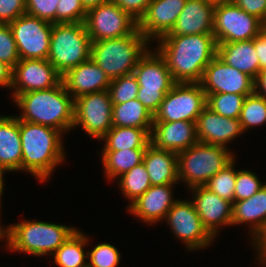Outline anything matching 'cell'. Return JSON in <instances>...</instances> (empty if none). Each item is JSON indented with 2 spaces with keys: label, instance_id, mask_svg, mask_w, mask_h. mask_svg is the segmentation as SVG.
Instances as JSON below:
<instances>
[{
  "label": "cell",
  "instance_id": "obj_1",
  "mask_svg": "<svg viewBox=\"0 0 266 267\" xmlns=\"http://www.w3.org/2000/svg\"><path fill=\"white\" fill-rule=\"evenodd\" d=\"M157 40V51L176 83H200L205 67L217 55L213 33L164 35Z\"/></svg>",
  "mask_w": 266,
  "mask_h": 267
},
{
  "label": "cell",
  "instance_id": "obj_2",
  "mask_svg": "<svg viewBox=\"0 0 266 267\" xmlns=\"http://www.w3.org/2000/svg\"><path fill=\"white\" fill-rule=\"evenodd\" d=\"M13 101L22 110L21 121L40 124L64 133L74 124V99L61 81L57 86L19 94Z\"/></svg>",
  "mask_w": 266,
  "mask_h": 267
},
{
  "label": "cell",
  "instance_id": "obj_3",
  "mask_svg": "<svg viewBox=\"0 0 266 267\" xmlns=\"http://www.w3.org/2000/svg\"><path fill=\"white\" fill-rule=\"evenodd\" d=\"M19 133L22 145V171L33 174L41 182L45 181L64 160L62 133L48 126L21 120Z\"/></svg>",
  "mask_w": 266,
  "mask_h": 267
},
{
  "label": "cell",
  "instance_id": "obj_4",
  "mask_svg": "<svg viewBox=\"0 0 266 267\" xmlns=\"http://www.w3.org/2000/svg\"><path fill=\"white\" fill-rule=\"evenodd\" d=\"M149 42L137 29L131 35L92 42L90 58L111 81L133 73Z\"/></svg>",
  "mask_w": 266,
  "mask_h": 267
},
{
  "label": "cell",
  "instance_id": "obj_5",
  "mask_svg": "<svg viewBox=\"0 0 266 267\" xmlns=\"http://www.w3.org/2000/svg\"><path fill=\"white\" fill-rule=\"evenodd\" d=\"M76 230L73 226L59 225L43 221H23L5 229L7 248L35 256H52L54 252Z\"/></svg>",
  "mask_w": 266,
  "mask_h": 267
},
{
  "label": "cell",
  "instance_id": "obj_6",
  "mask_svg": "<svg viewBox=\"0 0 266 267\" xmlns=\"http://www.w3.org/2000/svg\"><path fill=\"white\" fill-rule=\"evenodd\" d=\"M233 159L227 147L197 142L177 154L178 179L188 188L204 186Z\"/></svg>",
  "mask_w": 266,
  "mask_h": 267
},
{
  "label": "cell",
  "instance_id": "obj_7",
  "mask_svg": "<svg viewBox=\"0 0 266 267\" xmlns=\"http://www.w3.org/2000/svg\"><path fill=\"white\" fill-rule=\"evenodd\" d=\"M91 43L83 22L53 23L47 60L63 75L90 59Z\"/></svg>",
  "mask_w": 266,
  "mask_h": 267
},
{
  "label": "cell",
  "instance_id": "obj_8",
  "mask_svg": "<svg viewBox=\"0 0 266 267\" xmlns=\"http://www.w3.org/2000/svg\"><path fill=\"white\" fill-rule=\"evenodd\" d=\"M133 74L139 84L137 99L154 115L176 83L166 61L158 51L148 49L139 59Z\"/></svg>",
  "mask_w": 266,
  "mask_h": 267
},
{
  "label": "cell",
  "instance_id": "obj_9",
  "mask_svg": "<svg viewBox=\"0 0 266 267\" xmlns=\"http://www.w3.org/2000/svg\"><path fill=\"white\" fill-rule=\"evenodd\" d=\"M206 100L200 83H175L154 114V122H196Z\"/></svg>",
  "mask_w": 266,
  "mask_h": 267
},
{
  "label": "cell",
  "instance_id": "obj_10",
  "mask_svg": "<svg viewBox=\"0 0 266 267\" xmlns=\"http://www.w3.org/2000/svg\"><path fill=\"white\" fill-rule=\"evenodd\" d=\"M263 22L230 1L214 7L213 35L217 44L256 38Z\"/></svg>",
  "mask_w": 266,
  "mask_h": 267
},
{
  "label": "cell",
  "instance_id": "obj_11",
  "mask_svg": "<svg viewBox=\"0 0 266 267\" xmlns=\"http://www.w3.org/2000/svg\"><path fill=\"white\" fill-rule=\"evenodd\" d=\"M83 23L92 42L131 35L138 29V21L113 1L89 9Z\"/></svg>",
  "mask_w": 266,
  "mask_h": 267
},
{
  "label": "cell",
  "instance_id": "obj_12",
  "mask_svg": "<svg viewBox=\"0 0 266 267\" xmlns=\"http://www.w3.org/2000/svg\"><path fill=\"white\" fill-rule=\"evenodd\" d=\"M112 109L108 90L81 95L74 99L73 128L82 126L89 136L101 140L113 126Z\"/></svg>",
  "mask_w": 266,
  "mask_h": 267
},
{
  "label": "cell",
  "instance_id": "obj_13",
  "mask_svg": "<svg viewBox=\"0 0 266 267\" xmlns=\"http://www.w3.org/2000/svg\"><path fill=\"white\" fill-rule=\"evenodd\" d=\"M9 25L20 60L48 58L53 23L23 14Z\"/></svg>",
  "mask_w": 266,
  "mask_h": 267
},
{
  "label": "cell",
  "instance_id": "obj_14",
  "mask_svg": "<svg viewBox=\"0 0 266 267\" xmlns=\"http://www.w3.org/2000/svg\"><path fill=\"white\" fill-rule=\"evenodd\" d=\"M165 220L175 236L185 243L187 250L204 249L213 242L214 237L202 225L191 200H177Z\"/></svg>",
  "mask_w": 266,
  "mask_h": 267
},
{
  "label": "cell",
  "instance_id": "obj_15",
  "mask_svg": "<svg viewBox=\"0 0 266 267\" xmlns=\"http://www.w3.org/2000/svg\"><path fill=\"white\" fill-rule=\"evenodd\" d=\"M200 84L206 97L216 93H233L246 97L254 92V80L226 64L217 55L205 67Z\"/></svg>",
  "mask_w": 266,
  "mask_h": 267
},
{
  "label": "cell",
  "instance_id": "obj_16",
  "mask_svg": "<svg viewBox=\"0 0 266 267\" xmlns=\"http://www.w3.org/2000/svg\"><path fill=\"white\" fill-rule=\"evenodd\" d=\"M62 75L47 59H23L12 72L13 100L22 93L47 90L57 86Z\"/></svg>",
  "mask_w": 266,
  "mask_h": 267
},
{
  "label": "cell",
  "instance_id": "obj_17",
  "mask_svg": "<svg viewBox=\"0 0 266 267\" xmlns=\"http://www.w3.org/2000/svg\"><path fill=\"white\" fill-rule=\"evenodd\" d=\"M192 189V190H191ZM193 191V204L202 225L215 237L219 226L232 225V203L222 199L205 186L190 188ZM195 192V193H194Z\"/></svg>",
  "mask_w": 266,
  "mask_h": 267
},
{
  "label": "cell",
  "instance_id": "obj_18",
  "mask_svg": "<svg viewBox=\"0 0 266 267\" xmlns=\"http://www.w3.org/2000/svg\"><path fill=\"white\" fill-rule=\"evenodd\" d=\"M187 0H152L138 22V30L150 41L159 39L174 27Z\"/></svg>",
  "mask_w": 266,
  "mask_h": 267
},
{
  "label": "cell",
  "instance_id": "obj_19",
  "mask_svg": "<svg viewBox=\"0 0 266 267\" xmlns=\"http://www.w3.org/2000/svg\"><path fill=\"white\" fill-rule=\"evenodd\" d=\"M242 133L239 119L223 117L207 106L202 110L196 121V136L198 142L201 143L227 147L225 145L229 141Z\"/></svg>",
  "mask_w": 266,
  "mask_h": 267
},
{
  "label": "cell",
  "instance_id": "obj_20",
  "mask_svg": "<svg viewBox=\"0 0 266 267\" xmlns=\"http://www.w3.org/2000/svg\"><path fill=\"white\" fill-rule=\"evenodd\" d=\"M61 81L73 99L108 90L110 85V79L91 58L66 71Z\"/></svg>",
  "mask_w": 266,
  "mask_h": 267
},
{
  "label": "cell",
  "instance_id": "obj_21",
  "mask_svg": "<svg viewBox=\"0 0 266 267\" xmlns=\"http://www.w3.org/2000/svg\"><path fill=\"white\" fill-rule=\"evenodd\" d=\"M151 143L159 149L180 153L198 142L196 122H153Z\"/></svg>",
  "mask_w": 266,
  "mask_h": 267
},
{
  "label": "cell",
  "instance_id": "obj_22",
  "mask_svg": "<svg viewBox=\"0 0 266 267\" xmlns=\"http://www.w3.org/2000/svg\"><path fill=\"white\" fill-rule=\"evenodd\" d=\"M173 185L175 184L152 185L130 203L128 211L148 224L165 219L168 211L177 201L172 198Z\"/></svg>",
  "mask_w": 266,
  "mask_h": 267
},
{
  "label": "cell",
  "instance_id": "obj_23",
  "mask_svg": "<svg viewBox=\"0 0 266 267\" xmlns=\"http://www.w3.org/2000/svg\"><path fill=\"white\" fill-rule=\"evenodd\" d=\"M214 7L204 0H187L174 27L166 35L213 33Z\"/></svg>",
  "mask_w": 266,
  "mask_h": 267
},
{
  "label": "cell",
  "instance_id": "obj_24",
  "mask_svg": "<svg viewBox=\"0 0 266 267\" xmlns=\"http://www.w3.org/2000/svg\"><path fill=\"white\" fill-rule=\"evenodd\" d=\"M151 185L175 184L179 182L177 153L156 148L150 143L143 157Z\"/></svg>",
  "mask_w": 266,
  "mask_h": 267
},
{
  "label": "cell",
  "instance_id": "obj_25",
  "mask_svg": "<svg viewBox=\"0 0 266 267\" xmlns=\"http://www.w3.org/2000/svg\"><path fill=\"white\" fill-rule=\"evenodd\" d=\"M217 56L226 64L249 75L253 80L260 71L259 58L255 50V38L217 44Z\"/></svg>",
  "mask_w": 266,
  "mask_h": 267
},
{
  "label": "cell",
  "instance_id": "obj_26",
  "mask_svg": "<svg viewBox=\"0 0 266 267\" xmlns=\"http://www.w3.org/2000/svg\"><path fill=\"white\" fill-rule=\"evenodd\" d=\"M0 166L8 171L22 170V145L16 116H0Z\"/></svg>",
  "mask_w": 266,
  "mask_h": 267
},
{
  "label": "cell",
  "instance_id": "obj_27",
  "mask_svg": "<svg viewBox=\"0 0 266 267\" xmlns=\"http://www.w3.org/2000/svg\"><path fill=\"white\" fill-rule=\"evenodd\" d=\"M266 221V185L248 199L232 204V225L251 223L252 237Z\"/></svg>",
  "mask_w": 266,
  "mask_h": 267
},
{
  "label": "cell",
  "instance_id": "obj_28",
  "mask_svg": "<svg viewBox=\"0 0 266 267\" xmlns=\"http://www.w3.org/2000/svg\"><path fill=\"white\" fill-rule=\"evenodd\" d=\"M153 122L154 115L137 98L113 104V126L145 129L151 135Z\"/></svg>",
  "mask_w": 266,
  "mask_h": 267
},
{
  "label": "cell",
  "instance_id": "obj_29",
  "mask_svg": "<svg viewBox=\"0 0 266 267\" xmlns=\"http://www.w3.org/2000/svg\"><path fill=\"white\" fill-rule=\"evenodd\" d=\"M105 141L103 151L146 149L151 136L145 129L112 126L101 138Z\"/></svg>",
  "mask_w": 266,
  "mask_h": 267
},
{
  "label": "cell",
  "instance_id": "obj_30",
  "mask_svg": "<svg viewBox=\"0 0 266 267\" xmlns=\"http://www.w3.org/2000/svg\"><path fill=\"white\" fill-rule=\"evenodd\" d=\"M146 149L102 151V163L108 179L118 178L143 162Z\"/></svg>",
  "mask_w": 266,
  "mask_h": 267
},
{
  "label": "cell",
  "instance_id": "obj_31",
  "mask_svg": "<svg viewBox=\"0 0 266 267\" xmlns=\"http://www.w3.org/2000/svg\"><path fill=\"white\" fill-rule=\"evenodd\" d=\"M88 238L77 229L54 252V261L58 267H87L83 247L88 243Z\"/></svg>",
  "mask_w": 266,
  "mask_h": 267
},
{
  "label": "cell",
  "instance_id": "obj_32",
  "mask_svg": "<svg viewBox=\"0 0 266 267\" xmlns=\"http://www.w3.org/2000/svg\"><path fill=\"white\" fill-rule=\"evenodd\" d=\"M118 180L121 191L131 203L152 186L143 162L120 176Z\"/></svg>",
  "mask_w": 266,
  "mask_h": 267
},
{
  "label": "cell",
  "instance_id": "obj_33",
  "mask_svg": "<svg viewBox=\"0 0 266 267\" xmlns=\"http://www.w3.org/2000/svg\"><path fill=\"white\" fill-rule=\"evenodd\" d=\"M244 101V95L216 93L207 96L206 106L223 117L239 119Z\"/></svg>",
  "mask_w": 266,
  "mask_h": 267
},
{
  "label": "cell",
  "instance_id": "obj_34",
  "mask_svg": "<svg viewBox=\"0 0 266 267\" xmlns=\"http://www.w3.org/2000/svg\"><path fill=\"white\" fill-rule=\"evenodd\" d=\"M243 132L266 122V99L253 92L245 97L239 117Z\"/></svg>",
  "mask_w": 266,
  "mask_h": 267
},
{
  "label": "cell",
  "instance_id": "obj_35",
  "mask_svg": "<svg viewBox=\"0 0 266 267\" xmlns=\"http://www.w3.org/2000/svg\"><path fill=\"white\" fill-rule=\"evenodd\" d=\"M233 159L204 185L208 190L217 194L232 204L234 203V191L237 171L234 168Z\"/></svg>",
  "mask_w": 266,
  "mask_h": 267
},
{
  "label": "cell",
  "instance_id": "obj_36",
  "mask_svg": "<svg viewBox=\"0 0 266 267\" xmlns=\"http://www.w3.org/2000/svg\"><path fill=\"white\" fill-rule=\"evenodd\" d=\"M139 84L133 73L110 81L108 88L112 104H121L137 98Z\"/></svg>",
  "mask_w": 266,
  "mask_h": 267
},
{
  "label": "cell",
  "instance_id": "obj_37",
  "mask_svg": "<svg viewBox=\"0 0 266 267\" xmlns=\"http://www.w3.org/2000/svg\"><path fill=\"white\" fill-rule=\"evenodd\" d=\"M117 248L108 243L96 245L93 250L87 251V267H117L120 262Z\"/></svg>",
  "mask_w": 266,
  "mask_h": 267
},
{
  "label": "cell",
  "instance_id": "obj_38",
  "mask_svg": "<svg viewBox=\"0 0 266 267\" xmlns=\"http://www.w3.org/2000/svg\"><path fill=\"white\" fill-rule=\"evenodd\" d=\"M264 185L250 170H238L235 182L234 201L245 200L253 196Z\"/></svg>",
  "mask_w": 266,
  "mask_h": 267
},
{
  "label": "cell",
  "instance_id": "obj_39",
  "mask_svg": "<svg viewBox=\"0 0 266 267\" xmlns=\"http://www.w3.org/2000/svg\"><path fill=\"white\" fill-rule=\"evenodd\" d=\"M87 10L81 0H59L56 9V23L84 22Z\"/></svg>",
  "mask_w": 266,
  "mask_h": 267
},
{
  "label": "cell",
  "instance_id": "obj_40",
  "mask_svg": "<svg viewBox=\"0 0 266 267\" xmlns=\"http://www.w3.org/2000/svg\"><path fill=\"white\" fill-rule=\"evenodd\" d=\"M0 61L12 68L20 61L16 42L9 24L0 23Z\"/></svg>",
  "mask_w": 266,
  "mask_h": 267
},
{
  "label": "cell",
  "instance_id": "obj_41",
  "mask_svg": "<svg viewBox=\"0 0 266 267\" xmlns=\"http://www.w3.org/2000/svg\"><path fill=\"white\" fill-rule=\"evenodd\" d=\"M26 14L56 23V9L59 0H25Z\"/></svg>",
  "mask_w": 266,
  "mask_h": 267
},
{
  "label": "cell",
  "instance_id": "obj_42",
  "mask_svg": "<svg viewBox=\"0 0 266 267\" xmlns=\"http://www.w3.org/2000/svg\"><path fill=\"white\" fill-rule=\"evenodd\" d=\"M26 14L25 0H0V23L9 24Z\"/></svg>",
  "mask_w": 266,
  "mask_h": 267
},
{
  "label": "cell",
  "instance_id": "obj_43",
  "mask_svg": "<svg viewBox=\"0 0 266 267\" xmlns=\"http://www.w3.org/2000/svg\"><path fill=\"white\" fill-rule=\"evenodd\" d=\"M123 11L130 14L135 20H139L145 15L148 5L152 0H111Z\"/></svg>",
  "mask_w": 266,
  "mask_h": 267
},
{
  "label": "cell",
  "instance_id": "obj_44",
  "mask_svg": "<svg viewBox=\"0 0 266 267\" xmlns=\"http://www.w3.org/2000/svg\"><path fill=\"white\" fill-rule=\"evenodd\" d=\"M242 10L266 22V0H231Z\"/></svg>",
  "mask_w": 266,
  "mask_h": 267
},
{
  "label": "cell",
  "instance_id": "obj_45",
  "mask_svg": "<svg viewBox=\"0 0 266 267\" xmlns=\"http://www.w3.org/2000/svg\"><path fill=\"white\" fill-rule=\"evenodd\" d=\"M255 50L259 58L260 71L266 69V22L262 24L260 34L255 38Z\"/></svg>",
  "mask_w": 266,
  "mask_h": 267
},
{
  "label": "cell",
  "instance_id": "obj_46",
  "mask_svg": "<svg viewBox=\"0 0 266 267\" xmlns=\"http://www.w3.org/2000/svg\"><path fill=\"white\" fill-rule=\"evenodd\" d=\"M252 239L254 245L257 246L256 249H258V258L266 260V221Z\"/></svg>",
  "mask_w": 266,
  "mask_h": 267
},
{
  "label": "cell",
  "instance_id": "obj_47",
  "mask_svg": "<svg viewBox=\"0 0 266 267\" xmlns=\"http://www.w3.org/2000/svg\"><path fill=\"white\" fill-rule=\"evenodd\" d=\"M12 72H13V68L11 66L0 61V86L1 87L11 88Z\"/></svg>",
  "mask_w": 266,
  "mask_h": 267
},
{
  "label": "cell",
  "instance_id": "obj_48",
  "mask_svg": "<svg viewBox=\"0 0 266 267\" xmlns=\"http://www.w3.org/2000/svg\"><path fill=\"white\" fill-rule=\"evenodd\" d=\"M254 92L266 99V69L259 71L254 79Z\"/></svg>",
  "mask_w": 266,
  "mask_h": 267
},
{
  "label": "cell",
  "instance_id": "obj_49",
  "mask_svg": "<svg viewBox=\"0 0 266 267\" xmlns=\"http://www.w3.org/2000/svg\"><path fill=\"white\" fill-rule=\"evenodd\" d=\"M84 8L88 11L89 9H92L94 7H97L98 5L107 3L111 0H81Z\"/></svg>",
  "mask_w": 266,
  "mask_h": 267
},
{
  "label": "cell",
  "instance_id": "obj_50",
  "mask_svg": "<svg viewBox=\"0 0 266 267\" xmlns=\"http://www.w3.org/2000/svg\"><path fill=\"white\" fill-rule=\"evenodd\" d=\"M8 170L5 169L4 167L0 166V199H1V196H2V192L4 190L3 186H4V179H3V173L4 172H7ZM0 203H1V200H0ZM1 207V205H0Z\"/></svg>",
  "mask_w": 266,
  "mask_h": 267
},
{
  "label": "cell",
  "instance_id": "obj_51",
  "mask_svg": "<svg viewBox=\"0 0 266 267\" xmlns=\"http://www.w3.org/2000/svg\"><path fill=\"white\" fill-rule=\"evenodd\" d=\"M204 1L216 6V5H220V4H224V3L230 2L231 0H204Z\"/></svg>",
  "mask_w": 266,
  "mask_h": 267
},
{
  "label": "cell",
  "instance_id": "obj_52",
  "mask_svg": "<svg viewBox=\"0 0 266 267\" xmlns=\"http://www.w3.org/2000/svg\"><path fill=\"white\" fill-rule=\"evenodd\" d=\"M5 229L1 227L0 225V239L4 238Z\"/></svg>",
  "mask_w": 266,
  "mask_h": 267
},
{
  "label": "cell",
  "instance_id": "obj_53",
  "mask_svg": "<svg viewBox=\"0 0 266 267\" xmlns=\"http://www.w3.org/2000/svg\"><path fill=\"white\" fill-rule=\"evenodd\" d=\"M260 260V263L262 262L264 265L266 264V260L263 258H258Z\"/></svg>",
  "mask_w": 266,
  "mask_h": 267
}]
</instances>
